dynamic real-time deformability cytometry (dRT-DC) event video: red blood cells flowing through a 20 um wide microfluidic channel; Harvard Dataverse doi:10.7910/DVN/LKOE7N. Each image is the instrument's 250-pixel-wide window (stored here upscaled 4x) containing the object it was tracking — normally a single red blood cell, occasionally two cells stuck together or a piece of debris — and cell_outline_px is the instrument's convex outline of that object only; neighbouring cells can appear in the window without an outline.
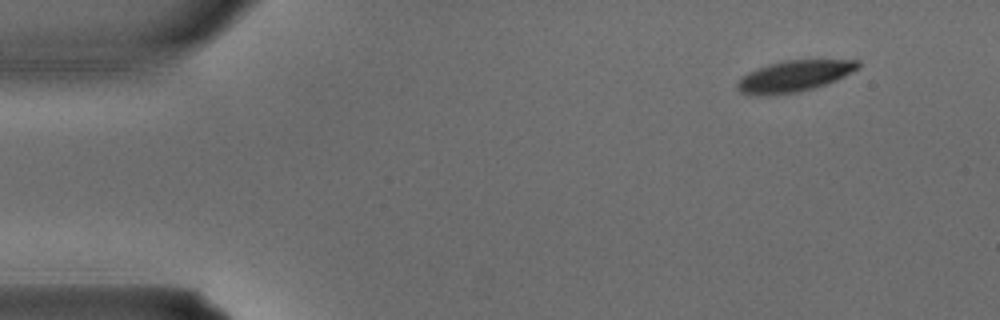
{"species": "common noctule bat (a hibernating species)", "species_latin": "Nyctalus noctula", "temperature_condition": "warm", "stored_images_in_passage": 3, "camera_frame_rate_fps": 3000, "um_per_image_px": 0.085, "animal": {"sex": "male", "body_mass_g": 15.6}, "frame": {"image": 1, "passage_image": 1, "time_ms": 0.0, "image_size_px": [1000, 320], "cell_outline_px": [[860, 68], [836, 80], [816, 88], [796, 92], [764, 96], [756, 96], [740, 92], [736, 88], [736, 80], [748, 72], [756, 68], [768, 64], [784, 60], [860, 60]], "centroid_in_image_um": [67.47, 6.48], "position_along_channel_um": 17.5, "area_um2": 22.25}}
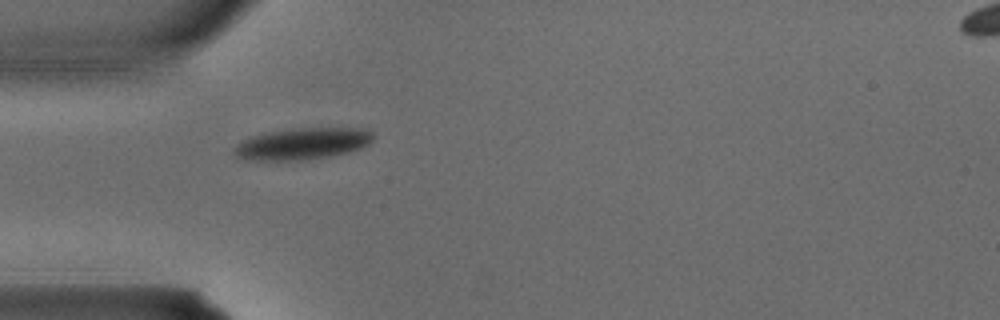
{"frame": {"image": 2, "passage_image": 3, "time_ms": 0.667, "image_size_px": [1000, 320], "cell_outline_px": [[376, 136], [368, 144], [360, 148], [348, 152], [328, 156], [300, 160], [244, 160], [236, 156], [232, 148], [236, 144], [252, 136], [292, 128], [360, 128], [372, 132]], "centroid_in_image_um": [25.7, 12.21], "position_along_channel_um": 59.3, "area_um2": 25.43}}